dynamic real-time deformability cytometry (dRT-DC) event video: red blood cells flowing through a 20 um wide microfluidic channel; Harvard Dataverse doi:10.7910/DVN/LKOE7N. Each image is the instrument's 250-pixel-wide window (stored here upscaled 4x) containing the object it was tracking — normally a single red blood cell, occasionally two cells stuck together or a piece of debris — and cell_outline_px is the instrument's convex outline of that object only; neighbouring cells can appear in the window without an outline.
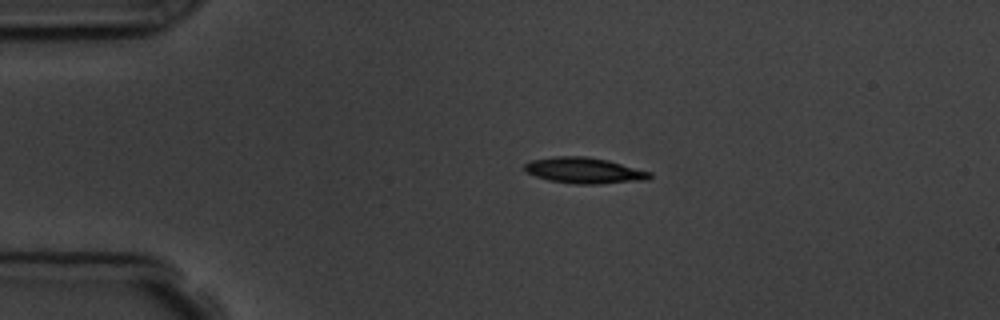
{"species": "common noctule bat (a hibernating species)", "species_latin": "Nyctalus noctula", "temperature_condition": "room temperature", "stored_images_in_passage": 4, "camera_frame_rate_fps": 3000, "um_per_image_px": 0.085, "animal": {"sex": "male", "body_mass_g": 19.5, "forearm_length_mm": 54.6}, "frame": {"image": 1, "passage_image": 3, "time_ms": 2.0, "image_size_px": [1000, 320], "cell_outline_px": [[652, 176], [648, 180], [600, 184], [576, 184], [548, 180], [536, 176], [528, 172], [524, 168], [524, 164], [532, 160], [556, 156], [588, 156], [608, 160], [652, 172]], "centroid_in_image_um": [49.71, 14.49], "position_along_channel_um": 35.3, "area_um2": 18.96}}